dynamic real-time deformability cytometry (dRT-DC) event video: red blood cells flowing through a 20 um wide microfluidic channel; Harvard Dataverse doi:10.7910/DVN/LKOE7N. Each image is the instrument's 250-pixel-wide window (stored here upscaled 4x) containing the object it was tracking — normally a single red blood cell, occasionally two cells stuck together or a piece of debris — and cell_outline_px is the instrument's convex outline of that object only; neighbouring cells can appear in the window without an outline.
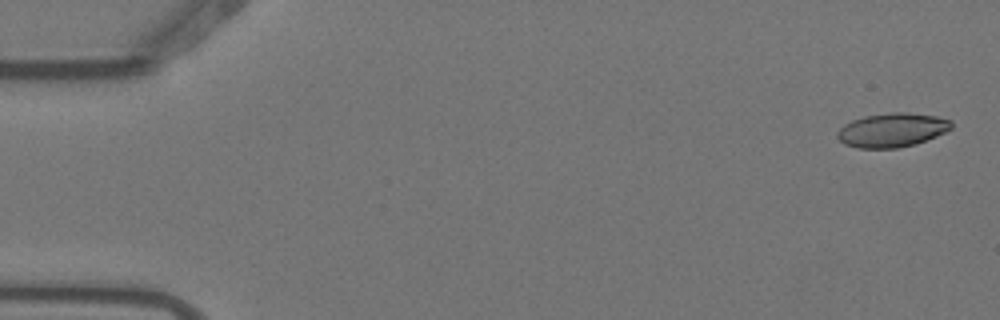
{"species": "Egyptian fruit bat (a non-hibernating species)", "species_latin": "Rousettus aegyptiacus", "temperature_condition": "warm", "stored_images_in_passage": 5, "camera_frame_rate_fps": 3000, "um_per_image_px": 0.085, "animal": {"sex": "female"}, "frame": {"image": 1, "passage_image": 1, "time_ms": 0.0, "image_size_px": [1000, 320], "cell_outline_px": [[952, 128], [936, 136], [916, 144], [896, 148], [860, 148], [844, 144], [836, 136], [836, 132], [844, 124], [852, 120], [864, 116], [892, 112], [908, 112], [936, 116], [952, 120]], "centroid_in_image_um": [75.82, 11.05], "position_along_channel_um": 9.2, "area_um2": 22.66}}
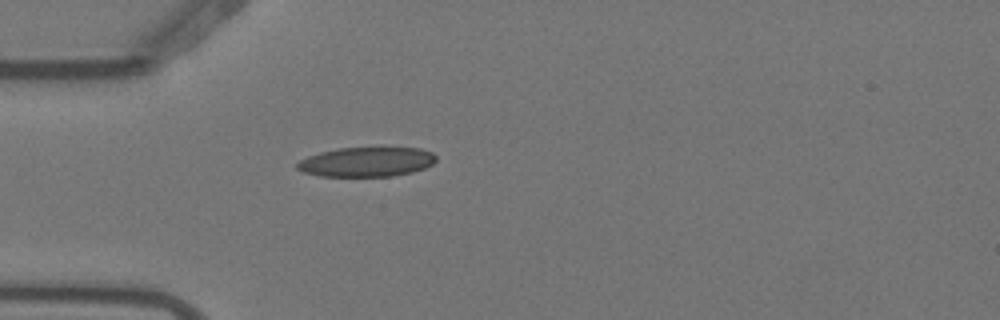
{"frame": {"image": 2, "passage_image": 5, "time_ms": 1.333, "image_size_px": [1000, 320], "cell_outline_px": [[436, 160], [432, 164], [424, 168], [412, 172], [392, 176], [320, 176], [304, 172], [296, 168], [296, 164], [300, 160], [308, 156], [320, 152], [340, 148], [380, 144], [420, 148], [432, 152], [436, 156]], "centroid_in_image_um": [31.21, 13.7], "position_along_channel_um": 53.8, "area_um2": 24.97}}